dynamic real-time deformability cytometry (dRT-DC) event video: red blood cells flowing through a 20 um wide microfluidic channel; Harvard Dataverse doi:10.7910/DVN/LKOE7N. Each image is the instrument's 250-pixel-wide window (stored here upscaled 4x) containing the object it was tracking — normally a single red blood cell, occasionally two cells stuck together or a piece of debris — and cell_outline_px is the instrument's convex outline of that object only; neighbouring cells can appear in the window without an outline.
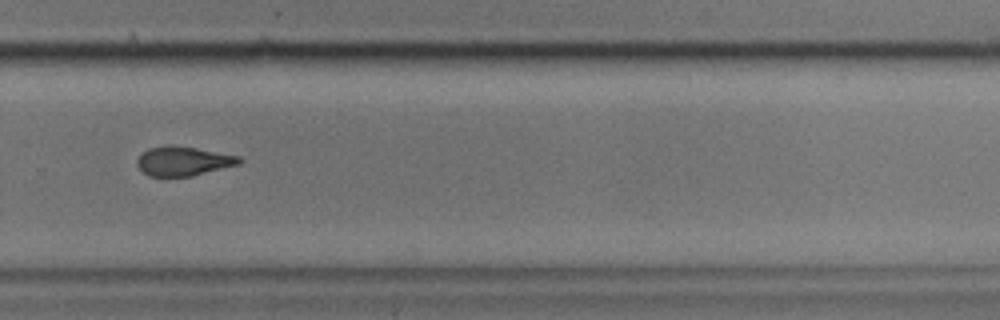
{"species": "common noctule bat (a hibernating species)", "species_latin": "Nyctalus noctula", "temperature_condition": "cold", "stored_images_in_passage": 42, "camera_frame_rate_fps": 3000, "um_per_image_px": 0.085, "animal": {"sex": "male", "body_mass_g": 17.9}, "frame": {"image": 1, "passage_image": 24, "time_ms": 7.667, "image_size_px": [1000, 320], "cell_outline_px": [[244, 160], [240, 164], [192, 176], [148, 176], [136, 164], [136, 160], [148, 148], [196, 148], [240, 156]], "centroid_in_image_um": [15.64, 13.74], "position_along_channel_um": 314.2, "area_um2": 16.76}, "authors_computed_cell_mechanics": {"area_um2": 18.2937, "velocity_mm_per_s": 3.4998, "shape_relaxation_time_tau1_ms": 5.8645, "shape_relaxation_time_tau2_ms": 8.2131, "deformation_change_tau1": 0.1313, "deformation_change_tau2": 0.1483}}